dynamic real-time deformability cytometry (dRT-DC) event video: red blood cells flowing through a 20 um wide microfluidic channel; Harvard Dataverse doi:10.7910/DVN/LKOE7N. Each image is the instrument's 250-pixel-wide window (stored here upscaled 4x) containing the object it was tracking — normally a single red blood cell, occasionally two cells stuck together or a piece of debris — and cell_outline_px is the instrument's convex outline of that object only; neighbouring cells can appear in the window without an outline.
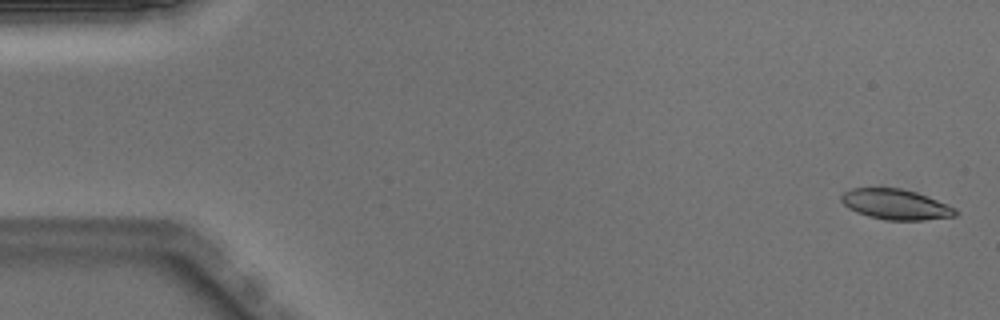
{"species": "Egyptian fruit bat (a non-hibernating species)", "species_latin": "Rousettus aegyptiacus", "temperature_condition": "warm", "stored_images_in_passage": 51, "camera_frame_rate_fps": 3000, "um_per_image_px": 0.085, "animal": {"sex": "male"}, "frame": {"image": 1, "passage_image": 2, "time_ms": 0.333, "image_size_px": [1000, 320], "cell_outline_px": [[960, 212], [956, 216], [924, 220], [888, 220], [868, 216], [856, 212], [848, 208], [840, 200], [840, 196], [844, 192], [852, 188], [900, 188], [916, 192], [948, 204], [956, 208]], "centroid_in_image_um": [76.15, 17.37], "position_along_channel_um": 8.8, "area_um2": 20.29}}
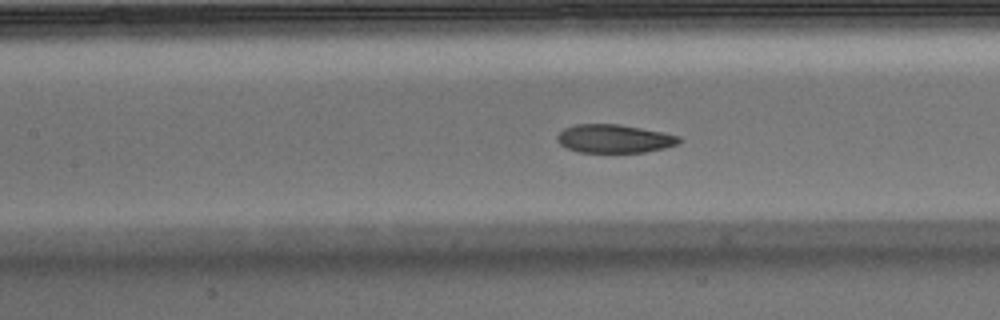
{"frame": {"image": 2, "passage_image": 23, "time_ms": 7.333, "image_size_px": [1000, 320], "cell_outline_px": [[680, 140], [676, 144], [664, 148], [644, 152], [580, 152], [568, 148], [560, 144], [556, 140], [556, 136], [564, 128], [576, 124], [620, 124], [680, 136]], "centroid_in_image_um": [52.17, 11.78], "position_along_channel_um": 155.2, "area_um2": 19.94}}
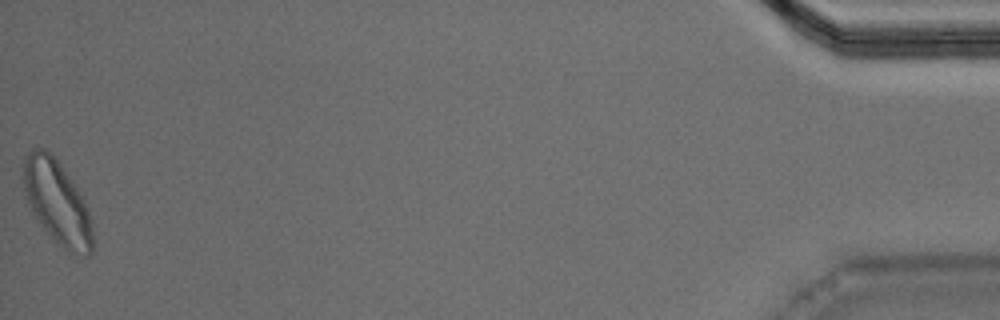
{"frame": {"image": 3, "passage_image": 51, "time_ms": 16.667, "image_size_px": [1000, 320], "cell_outline_px": [[92, 252], [88, 256], [84, 256], [68, 252], [44, 228], [32, 212], [28, 204], [24, 192], [24, 156], [32, 148], [44, 148], [60, 164], [72, 180], [88, 208], [92, 224]], "centroid_in_image_um": [4.86, 17.2], "position_along_channel_um": 430.3, "area_um2": 33.29}, "authors_computed_cell_mechanics": {"area_um2": 21.0392, "velocity_mm_per_s": 3.991, "shape_relaxation_time_tau1_ms": 5.2193, "shape_relaxation_time_tau2_ms": 2.4075, "deformation_change_tau1": 0.1494, "deformation_change_tau2": 0.0851}}